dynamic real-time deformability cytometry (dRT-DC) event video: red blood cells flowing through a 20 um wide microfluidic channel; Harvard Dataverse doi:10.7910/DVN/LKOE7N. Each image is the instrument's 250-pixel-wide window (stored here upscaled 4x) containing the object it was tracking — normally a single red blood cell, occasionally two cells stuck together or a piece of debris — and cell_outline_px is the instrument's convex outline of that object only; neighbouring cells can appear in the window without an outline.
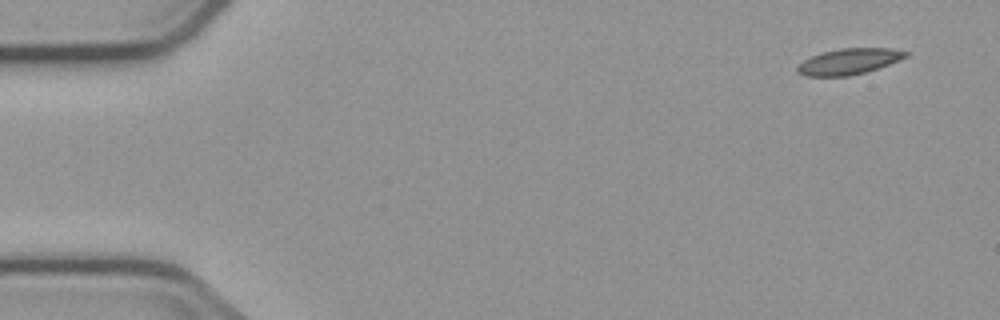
{"species": "common noctule bat (a hibernating species)", "species_latin": "Nyctalus noctula", "temperature_condition": "cold", "stored_images_in_passage": 3, "segment_of_instrument_passage": [1, 2], "camera_frame_rate_fps": 3000, "um_per_image_px": 0.085, "animal": {"sex": "male", "body_mass_g": 23.1, "forearm_length_mm": 52.7}, "frame": {"image": 1, "passage_image": 1, "time_ms": 0.0, "image_size_px": [1000, 320], "cell_outline_px": [[908, 56], [900, 60], [864, 72], [848, 76], [804, 76], [796, 72], [796, 68], [804, 60], [812, 56], [824, 52], [840, 48], [892, 48], [908, 52]], "centroid_in_image_um": [72.15, 5.22], "position_along_channel_um": 12.9, "area_um2": 16.18}}
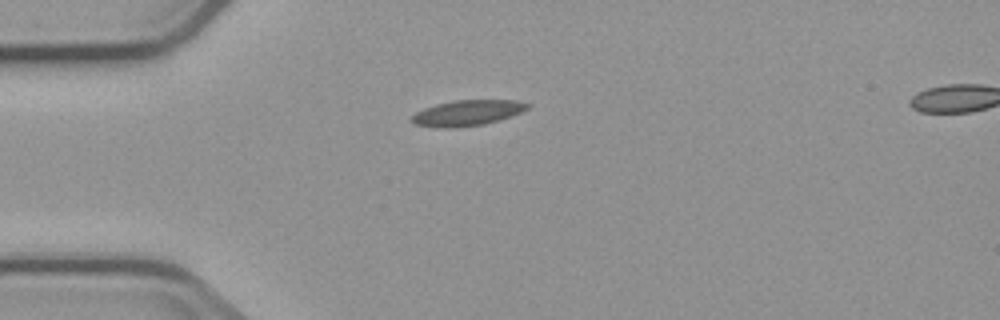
{"frame": {"image": 2, "passage_image": 2, "time_ms": 3.667, "image_size_px": [1000, 320], "cell_outline_px": [[532, 104], [528, 108], [520, 112], [484, 124], [452, 128], [440, 128], [416, 124], [408, 120], [416, 112], [424, 108], [436, 104], [456, 100], [520, 100]], "centroid_in_image_um": [39.7, 9.59], "position_along_channel_um": 45.3, "area_um2": 17.17}}